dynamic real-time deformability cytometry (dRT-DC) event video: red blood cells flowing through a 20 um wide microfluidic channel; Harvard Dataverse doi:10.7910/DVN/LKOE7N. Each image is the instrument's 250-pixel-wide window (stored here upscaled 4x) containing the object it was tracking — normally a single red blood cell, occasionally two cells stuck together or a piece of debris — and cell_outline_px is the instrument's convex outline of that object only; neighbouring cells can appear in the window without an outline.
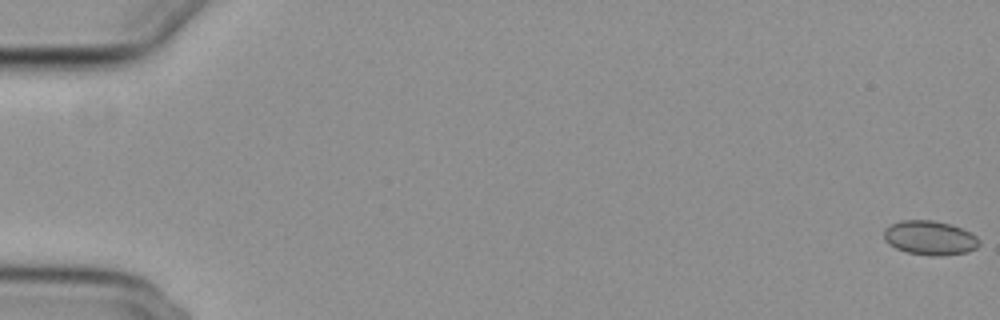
{"species": "common noctule bat (a hibernating species)", "species_latin": "Nyctalus noctula", "temperature_condition": "cold", "stored_images_in_passage": 51, "camera_frame_rate_fps": 3000, "um_per_image_px": 0.085, "animal": {"sex": "female", "body_mass_g": 29.2, "forearm_length_mm": 56.3}, "frame": {"image": 1, "passage_image": 1, "time_ms": 0.0, "image_size_px": [1000, 320], "cell_outline_px": [[980, 244], [976, 248], [968, 252], [944, 256], [928, 256], [908, 252], [896, 248], [888, 244], [884, 240], [884, 228], [900, 220], [932, 220], [948, 224], [960, 228], [976, 236], [980, 240]], "centroid_in_image_um": [79.02, 20.23], "position_along_channel_um": 6.0, "area_um2": 19.07}}
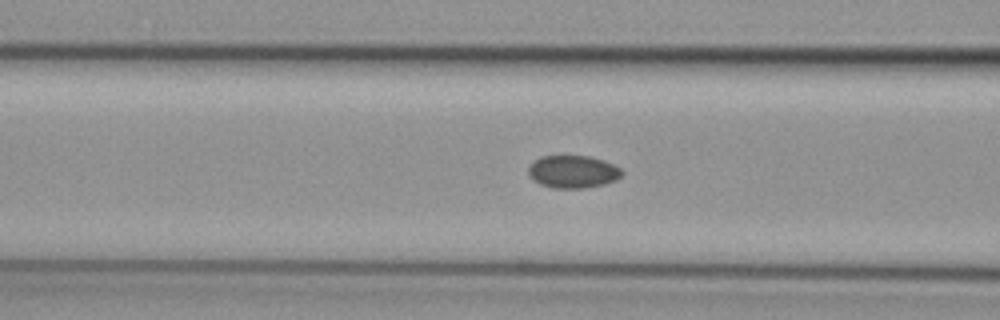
{"frame": {"image": 2, "passage_image": 24, "time_ms": 7.667, "image_size_px": [1000, 320], "cell_outline_px": [[624, 172], [616, 180], [604, 184], [584, 188], [552, 188], [540, 184], [528, 176], [528, 168], [540, 156], [588, 156], [604, 160], [620, 168]], "centroid_in_image_um": [48.7, 14.6], "position_along_channel_um": 117.9, "area_um2": 17.74}}
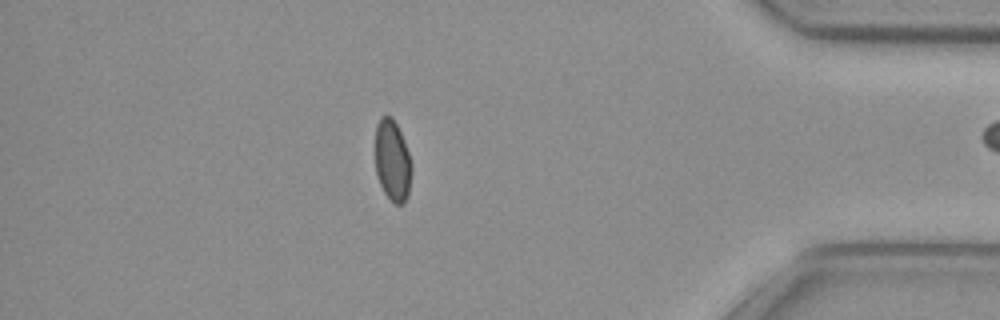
{"frame": {"image": 3, "passage_image": 50, "time_ms": 16.333, "image_size_px": [1000, 320], "cell_outline_px": [[412, 172], [408, 196], [404, 204], [396, 204], [384, 192], [376, 176], [376, 124], [380, 116], [392, 116], [404, 140], [412, 164]], "centroid_in_image_um": [33.37, 13.66], "position_along_channel_um": 401.8, "area_um2": 17.28}}